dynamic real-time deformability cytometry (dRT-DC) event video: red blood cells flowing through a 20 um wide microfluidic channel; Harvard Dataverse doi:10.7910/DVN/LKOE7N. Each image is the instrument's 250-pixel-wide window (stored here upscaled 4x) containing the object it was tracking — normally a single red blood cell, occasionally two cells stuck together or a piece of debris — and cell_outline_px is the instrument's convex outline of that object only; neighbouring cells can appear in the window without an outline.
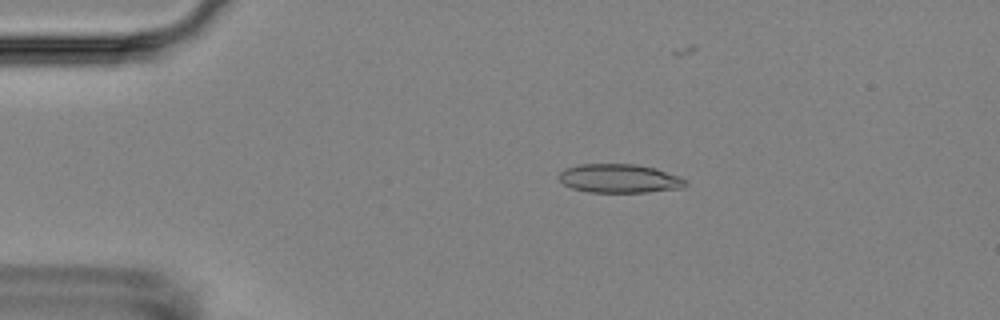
{"species": "Egyptian fruit bat (a non-hibernating species)", "species_latin": "Rousettus aegyptiacus", "temperature_condition": "room temperature", "stored_images_in_passage": 7, "camera_frame_rate_fps": 3000, "um_per_image_px": 0.085, "animal": {"sex": "female"}, "frame": {"image": 1, "passage_image": 4, "time_ms": 3.333, "image_size_px": [1000, 320], "cell_outline_px": [[688, 184], [680, 188], [648, 192], [588, 192], [572, 188], [564, 184], [556, 176], [564, 168], [580, 164], [636, 164], [656, 168], [680, 176], [688, 180]], "centroid_in_image_um": [52.65, 15.16], "position_along_channel_um": 32.3, "area_um2": 21.44}}
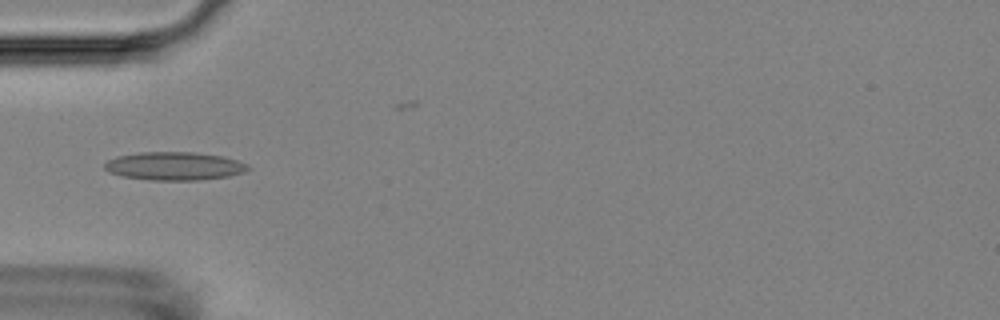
{"frame": {"image": 2, "passage_image": 6, "time_ms": 5.667, "image_size_px": [1000, 320], "cell_outline_px": [[252, 168], [244, 172], [228, 176], [200, 180], [148, 180], [124, 176], [108, 172], [104, 168], [104, 164], [108, 160], [120, 156], [140, 152], [192, 152], [224, 156], [248, 164]], "centroid_in_image_um": [14.85, 14.12], "position_along_channel_um": 70.1, "area_um2": 23.58}}
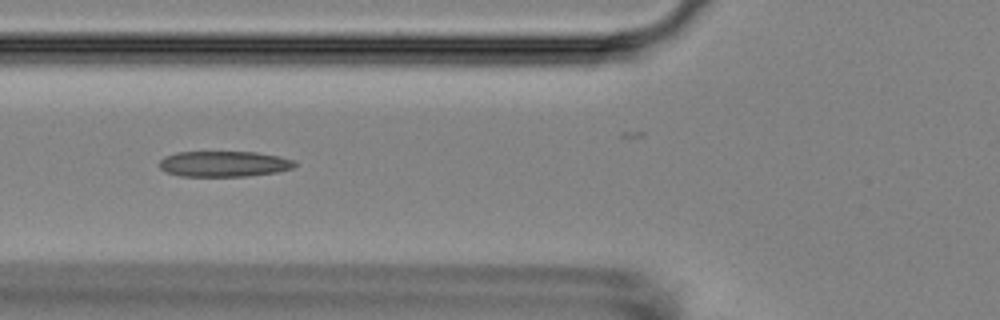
{"frame": {"image": 3, "passage_image": 7, "time_ms": 6.667, "image_size_px": [1000, 320], "cell_outline_px": [[296, 164], [292, 168], [276, 172], [248, 176], [180, 176], [164, 172], [160, 168], [160, 160], [164, 156], [176, 152], [256, 152], [280, 156], [296, 160]], "centroid_in_image_um": [19.03, 13.93], "position_along_channel_um": 106.8, "area_um2": 20.4}}